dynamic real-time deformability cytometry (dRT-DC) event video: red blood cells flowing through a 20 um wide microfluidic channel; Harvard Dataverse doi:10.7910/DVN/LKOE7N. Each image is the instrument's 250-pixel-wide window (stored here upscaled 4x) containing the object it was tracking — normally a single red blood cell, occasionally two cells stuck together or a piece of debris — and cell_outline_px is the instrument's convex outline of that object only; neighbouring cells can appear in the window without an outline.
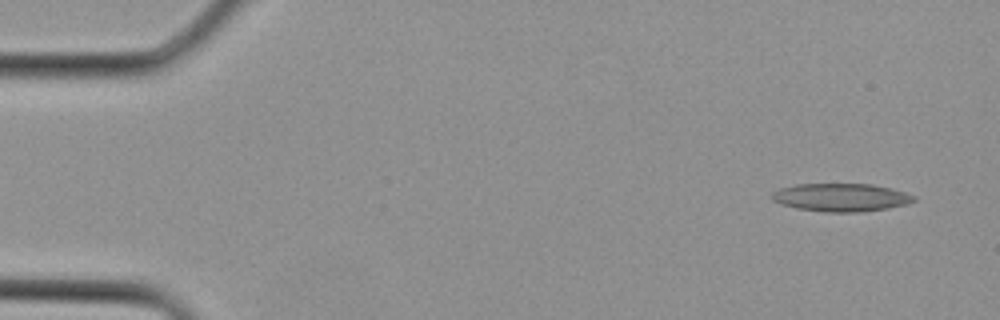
{"species": "Egyptian fruit bat (a non-hibernating species)", "species_latin": "Rousettus aegyptiacus", "temperature_condition": "cold", "stored_images_in_passage": 4, "camera_frame_rate_fps": 3000, "um_per_image_px": 0.085, "animal": {"sex": "female"}, "frame": {"image": 1, "passage_image": 4, "time_ms": 1.0, "image_size_px": [1000, 320], "cell_outline_px": [[916, 200], [908, 204], [888, 208], [860, 212], [824, 212], [796, 208], [780, 204], [772, 200], [772, 192], [780, 188], [796, 184], [872, 184], [892, 188], [916, 196]], "centroid_in_image_um": [71.49, 16.78], "position_along_channel_um": 13.5, "area_um2": 23.35}}